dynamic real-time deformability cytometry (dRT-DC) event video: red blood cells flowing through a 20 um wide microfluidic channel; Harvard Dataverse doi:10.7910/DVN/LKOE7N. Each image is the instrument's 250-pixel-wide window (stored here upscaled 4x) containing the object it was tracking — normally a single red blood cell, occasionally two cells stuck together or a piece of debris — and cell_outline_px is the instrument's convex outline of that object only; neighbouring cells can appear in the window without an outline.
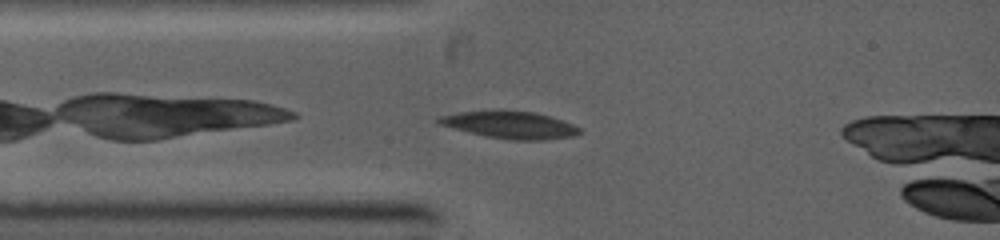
{"species": "common noctule bat (a hibernating species)", "species_latin": "Nyctalus noctula", "temperature_condition": "warm", "stored_images_in_passage": 8, "camera_frame_rate_fps": 5000, "um_per_image_px": 0.085, "animal": {"sex": "female", "body_mass_g": 19.0, "forearm_length_mm": 53.3}, "frame": {"image": 1, "passage_image": 1, "time_ms": 0.0, "image_size_px": [1000, 240], "cell_outline_px": [[580, 132], [576, 136], [544, 140], [508, 140], [468, 132], [436, 124], [436, 120], [440, 116], [460, 112], [496, 108], [500, 108], [536, 112], [572, 124], [580, 128]], "centroid_in_image_um": [43.31, 10.59], "position_along_channel_um": 41.7, "area_um2": 22.89}}
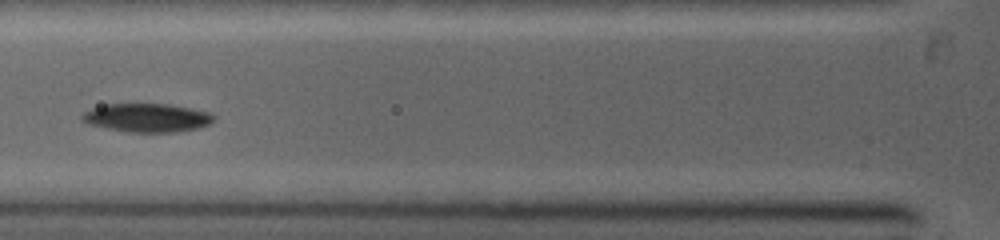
{"frame": {"image": 2, "passage_image": 5, "time_ms": 1.6, "image_size_px": [1000, 240], "cell_outline_px": [[216, 116], [208, 124], [200, 128], [176, 132], [128, 132], [88, 124], [80, 120], [80, 116], [84, 112], [92, 108], [104, 104], [168, 104], [192, 108], [208, 112]], "centroid_in_image_um": [12.48, 10.01], "position_along_channel_um": 113.3, "area_um2": 21.96}}
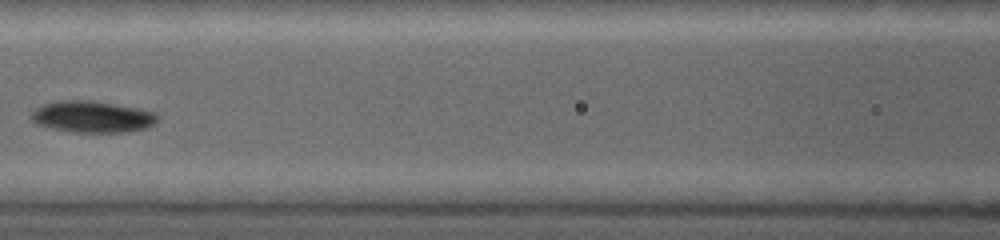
{"frame": {"image": 3, "passage_image": 7, "time_ms": 2.6, "image_size_px": [1000, 240], "cell_outline_px": [[160, 116], [156, 124], [144, 128], [124, 132], [76, 132], [52, 128], [36, 124], [32, 120], [32, 112], [40, 104], [56, 100], [92, 100], [140, 108], [152, 112]], "centroid_in_image_um": [7.85, 9.91], "position_along_channel_um": 158.8, "area_um2": 23.35}}